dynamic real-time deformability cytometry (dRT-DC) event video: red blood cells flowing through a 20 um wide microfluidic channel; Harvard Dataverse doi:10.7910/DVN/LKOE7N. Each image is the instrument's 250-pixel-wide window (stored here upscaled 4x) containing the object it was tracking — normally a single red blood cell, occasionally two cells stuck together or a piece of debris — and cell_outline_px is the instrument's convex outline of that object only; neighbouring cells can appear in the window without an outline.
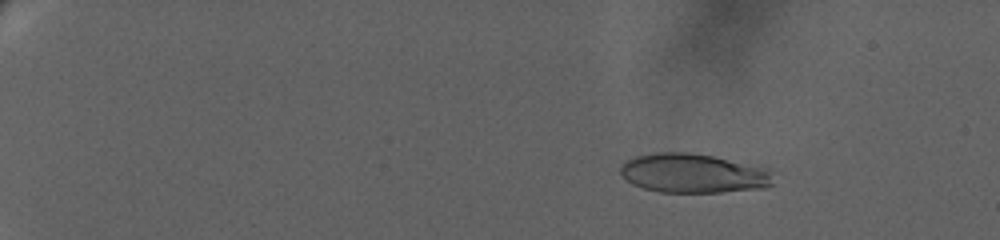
{"species": "human", "species_latin": "Homo sapiens", "temperature_condition": "warm", "stored_images_in_passage": 36, "camera_frame_rate_fps": 3000, "um_per_image_px": 0.085, "donor": {"sex": "female"}, "frame": {"image": 1, "passage_image": 8, "time_ms": 3.0, "image_size_px": [1000, 240], "cell_outline_px": [[772, 184], [768, 188], [720, 192], [660, 192], [644, 188], [632, 184], [620, 172], [620, 168], [628, 160], [636, 156], [656, 152], [688, 152], [760, 164], [768, 168]], "centroid_in_image_um": [59.0, 14.72], "position_along_channel_um": 26.0, "area_um2": 35.14}}
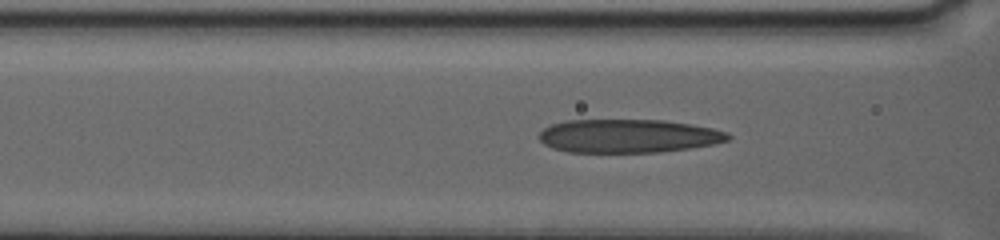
{"frame": {"image": 2, "passage_image": 25, "time_ms": 10.333, "image_size_px": [1000, 240], "cell_outline_px": [[732, 136], [728, 140], [712, 144], [688, 148], [656, 152], [568, 152], [552, 148], [544, 144], [540, 140], [540, 132], [544, 128], [552, 124], [564, 120], [664, 120], [712, 128], [728, 132]], "centroid_in_image_um": [53.38, 11.55], "position_along_channel_um": 113.2, "area_um2": 36.7}}
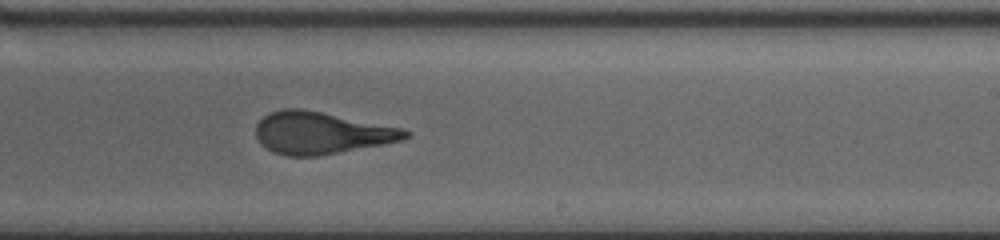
{"frame": {"image": 3, "passage_image": 36, "time_ms": 15.0, "image_size_px": [1000, 240], "cell_outline_px": [[412, 136], [404, 140], [384, 144], [316, 156], [288, 156], [272, 152], [260, 144], [256, 136], [256, 124], [268, 112], [284, 108], [300, 108], [404, 128], [412, 132]], "centroid_in_image_um": [27.31, 11.3], "position_along_channel_um": 261.7, "area_um2": 36.82}}